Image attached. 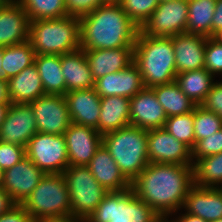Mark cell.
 Masks as SVG:
<instances>
[{"label":"cell","mask_w":222,"mask_h":222,"mask_svg":"<svg viewBox=\"0 0 222 222\" xmlns=\"http://www.w3.org/2000/svg\"><path fill=\"white\" fill-rule=\"evenodd\" d=\"M29 104L36 118L38 132L63 135L72 123L63 95L46 94Z\"/></svg>","instance_id":"11"},{"label":"cell","mask_w":222,"mask_h":222,"mask_svg":"<svg viewBox=\"0 0 222 222\" xmlns=\"http://www.w3.org/2000/svg\"><path fill=\"white\" fill-rule=\"evenodd\" d=\"M164 129L191 150L195 147L193 111L184 115L167 117Z\"/></svg>","instance_id":"34"},{"label":"cell","mask_w":222,"mask_h":222,"mask_svg":"<svg viewBox=\"0 0 222 222\" xmlns=\"http://www.w3.org/2000/svg\"><path fill=\"white\" fill-rule=\"evenodd\" d=\"M25 157V147L0 141V169L6 171Z\"/></svg>","instance_id":"40"},{"label":"cell","mask_w":222,"mask_h":222,"mask_svg":"<svg viewBox=\"0 0 222 222\" xmlns=\"http://www.w3.org/2000/svg\"><path fill=\"white\" fill-rule=\"evenodd\" d=\"M0 222H36L34 218L25 210V208L17 204L10 211L0 215Z\"/></svg>","instance_id":"42"},{"label":"cell","mask_w":222,"mask_h":222,"mask_svg":"<svg viewBox=\"0 0 222 222\" xmlns=\"http://www.w3.org/2000/svg\"><path fill=\"white\" fill-rule=\"evenodd\" d=\"M2 58H3V47H0V80H4V74L2 70Z\"/></svg>","instance_id":"49"},{"label":"cell","mask_w":222,"mask_h":222,"mask_svg":"<svg viewBox=\"0 0 222 222\" xmlns=\"http://www.w3.org/2000/svg\"><path fill=\"white\" fill-rule=\"evenodd\" d=\"M63 135L69 166H87L102 145V135L92 127L71 123Z\"/></svg>","instance_id":"15"},{"label":"cell","mask_w":222,"mask_h":222,"mask_svg":"<svg viewBox=\"0 0 222 222\" xmlns=\"http://www.w3.org/2000/svg\"><path fill=\"white\" fill-rule=\"evenodd\" d=\"M152 89L167 117L190 113L197 106L180 90L175 81Z\"/></svg>","instance_id":"29"},{"label":"cell","mask_w":222,"mask_h":222,"mask_svg":"<svg viewBox=\"0 0 222 222\" xmlns=\"http://www.w3.org/2000/svg\"><path fill=\"white\" fill-rule=\"evenodd\" d=\"M10 104H0V127L6 118Z\"/></svg>","instance_id":"48"},{"label":"cell","mask_w":222,"mask_h":222,"mask_svg":"<svg viewBox=\"0 0 222 222\" xmlns=\"http://www.w3.org/2000/svg\"><path fill=\"white\" fill-rule=\"evenodd\" d=\"M204 68L214 77L222 76V44L212 37L206 41Z\"/></svg>","instance_id":"38"},{"label":"cell","mask_w":222,"mask_h":222,"mask_svg":"<svg viewBox=\"0 0 222 222\" xmlns=\"http://www.w3.org/2000/svg\"><path fill=\"white\" fill-rule=\"evenodd\" d=\"M66 15L76 18L84 17L112 0H64Z\"/></svg>","instance_id":"39"},{"label":"cell","mask_w":222,"mask_h":222,"mask_svg":"<svg viewBox=\"0 0 222 222\" xmlns=\"http://www.w3.org/2000/svg\"><path fill=\"white\" fill-rule=\"evenodd\" d=\"M130 125V99L121 96L101 98L97 131L104 135Z\"/></svg>","instance_id":"26"},{"label":"cell","mask_w":222,"mask_h":222,"mask_svg":"<svg viewBox=\"0 0 222 222\" xmlns=\"http://www.w3.org/2000/svg\"><path fill=\"white\" fill-rule=\"evenodd\" d=\"M140 29L159 4V0H116Z\"/></svg>","instance_id":"36"},{"label":"cell","mask_w":222,"mask_h":222,"mask_svg":"<svg viewBox=\"0 0 222 222\" xmlns=\"http://www.w3.org/2000/svg\"><path fill=\"white\" fill-rule=\"evenodd\" d=\"M34 64L45 94L65 95L66 82L62 74L61 55L36 54Z\"/></svg>","instance_id":"27"},{"label":"cell","mask_w":222,"mask_h":222,"mask_svg":"<svg viewBox=\"0 0 222 222\" xmlns=\"http://www.w3.org/2000/svg\"><path fill=\"white\" fill-rule=\"evenodd\" d=\"M35 56L36 53L29 40L21 44L3 47L4 80L18 75L23 69L34 64Z\"/></svg>","instance_id":"31"},{"label":"cell","mask_w":222,"mask_h":222,"mask_svg":"<svg viewBox=\"0 0 222 222\" xmlns=\"http://www.w3.org/2000/svg\"><path fill=\"white\" fill-rule=\"evenodd\" d=\"M180 211H181V213H179ZM180 211H177V212L169 215L164 220V222H207L206 220H204V219H202L200 217L187 214V213L183 212L182 210H180ZM177 213H178V215H177Z\"/></svg>","instance_id":"43"},{"label":"cell","mask_w":222,"mask_h":222,"mask_svg":"<svg viewBox=\"0 0 222 222\" xmlns=\"http://www.w3.org/2000/svg\"><path fill=\"white\" fill-rule=\"evenodd\" d=\"M86 222H164L130 189L110 191Z\"/></svg>","instance_id":"6"},{"label":"cell","mask_w":222,"mask_h":222,"mask_svg":"<svg viewBox=\"0 0 222 222\" xmlns=\"http://www.w3.org/2000/svg\"><path fill=\"white\" fill-rule=\"evenodd\" d=\"M15 205H17L12 197L0 187V215L10 211Z\"/></svg>","instance_id":"44"},{"label":"cell","mask_w":222,"mask_h":222,"mask_svg":"<svg viewBox=\"0 0 222 222\" xmlns=\"http://www.w3.org/2000/svg\"><path fill=\"white\" fill-rule=\"evenodd\" d=\"M133 62L139 68L145 87L153 88L175 81L177 73L172 37H153L139 30Z\"/></svg>","instance_id":"3"},{"label":"cell","mask_w":222,"mask_h":222,"mask_svg":"<svg viewBox=\"0 0 222 222\" xmlns=\"http://www.w3.org/2000/svg\"><path fill=\"white\" fill-rule=\"evenodd\" d=\"M36 133V118L31 105L11 103L0 127V141L26 147Z\"/></svg>","instance_id":"13"},{"label":"cell","mask_w":222,"mask_h":222,"mask_svg":"<svg viewBox=\"0 0 222 222\" xmlns=\"http://www.w3.org/2000/svg\"><path fill=\"white\" fill-rule=\"evenodd\" d=\"M44 176L45 173L25 156L4 171L2 188L16 204L22 205Z\"/></svg>","instance_id":"14"},{"label":"cell","mask_w":222,"mask_h":222,"mask_svg":"<svg viewBox=\"0 0 222 222\" xmlns=\"http://www.w3.org/2000/svg\"><path fill=\"white\" fill-rule=\"evenodd\" d=\"M28 14L17 0H8L0 9V47L29 40Z\"/></svg>","instance_id":"18"},{"label":"cell","mask_w":222,"mask_h":222,"mask_svg":"<svg viewBox=\"0 0 222 222\" xmlns=\"http://www.w3.org/2000/svg\"><path fill=\"white\" fill-rule=\"evenodd\" d=\"M3 174H4V171L2 169H0V187H2Z\"/></svg>","instance_id":"51"},{"label":"cell","mask_w":222,"mask_h":222,"mask_svg":"<svg viewBox=\"0 0 222 222\" xmlns=\"http://www.w3.org/2000/svg\"><path fill=\"white\" fill-rule=\"evenodd\" d=\"M142 75L133 62L121 71L107 74L95 80L94 88L101 97L121 96L132 98L144 88Z\"/></svg>","instance_id":"17"},{"label":"cell","mask_w":222,"mask_h":222,"mask_svg":"<svg viewBox=\"0 0 222 222\" xmlns=\"http://www.w3.org/2000/svg\"><path fill=\"white\" fill-rule=\"evenodd\" d=\"M102 144L130 182L150 163L148 130L129 125L102 135Z\"/></svg>","instance_id":"4"},{"label":"cell","mask_w":222,"mask_h":222,"mask_svg":"<svg viewBox=\"0 0 222 222\" xmlns=\"http://www.w3.org/2000/svg\"><path fill=\"white\" fill-rule=\"evenodd\" d=\"M181 210L207 222L222 218V188L193 185L185 197Z\"/></svg>","instance_id":"20"},{"label":"cell","mask_w":222,"mask_h":222,"mask_svg":"<svg viewBox=\"0 0 222 222\" xmlns=\"http://www.w3.org/2000/svg\"><path fill=\"white\" fill-rule=\"evenodd\" d=\"M192 168L193 185L222 188V153L200 158Z\"/></svg>","instance_id":"32"},{"label":"cell","mask_w":222,"mask_h":222,"mask_svg":"<svg viewBox=\"0 0 222 222\" xmlns=\"http://www.w3.org/2000/svg\"><path fill=\"white\" fill-rule=\"evenodd\" d=\"M188 19L186 33L212 37V18L216 0H187Z\"/></svg>","instance_id":"30"},{"label":"cell","mask_w":222,"mask_h":222,"mask_svg":"<svg viewBox=\"0 0 222 222\" xmlns=\"http://www.w3.org/2000/svg\"><path fill=\"white\" fill-rule=\"evenodd\" d=\"M29 41L36 54L62 55L80 49V20L65 16L30 21Z\"/></svg>","instance_id":"5"},{"label":"cell","mask_w":222,"mask_h":222,"mask_svg":"<svg viewBox=\"0 0 222 222\" xmlns=\"http://www.w3.org/2000/svg\"><path fill=\"white\" fill-rule=\"evenodd\" d=\"M207 38L191 33L172 36L177 74L204 68Z\"/></svg>","instance_id":"19"},{"label":"cell","mask_w":222,"mask_h":222,"mask_svg":"<svg viewBox=\"0 0 222 222\" xmlns=\"http://www.w3.org/2000/svg\"><path fill=\"white\" fill-rule=\"evenodd\" d=\"M219 153H222V128L196 143L192 149V162Z\"/></svg>","instance_id":"37"},{"label":"cell","mask_w":222,"mask_h":222,"mask_svg":"<svg viewBox=\"0 0 222 222\" xmlns=\"http://www.w3.org/2000/svg\"><path fill=\"white\" fill-rule=\"evenodd\" d=\"M71 122L97 130L101 110V97L95 88L73 90L64 95Z\"/></svg>","instance_id":"22"},{"label":"cell","mask_w":222,"mask_h":222,"mask_svg":"<svg viewBox=\"0 0 222 222\" xmlns=\"http://www.w3.org/2000/svg\"><path fill=\"white\" fill-rule=\"evenodd\" d=\"M38 222H86V220L76 218L74 216H62V217L45 218Z\"/></svg>","instance_id":"47"},{"label":"cell","mask_w":222,"mask_h":222,"mask_svg":"<svg viewBox=\"0 0 222 222\" xmlns=\"http://www.w3.org/2000/svg\"><path fill=\"white\" fill-rule=\"evenodd\" d=\"M61 66L66 82V92L94 87L95 80L83 49L62 54Z\"/></svg>","instance_id":"24"},{"label":"cell","mask_w":222,"mask_h":222,"mask_svg":"<svg viewBox=\"0 0 222 222\" xmlns=\"http://www.w3.org/2000/svg\"><path fill=\"white\" fill-rule=\"evenodd\" d=\"M22 206L36 222L71 216L70 196L63 175L45 174Z\"/></svg>","instance_id":"7"},{"label":"cell","mask_w":222,"mask_h":222,"mask_svg":"<svg viewBox=\"0 0 222 222\" xmlns=\"http://www.w3.org/2000/svg\"><path fill=\"white\" fill-rule=\"evenodd\" d=\"M188 19L187 0L159 2L140 31L153 37H172L186 33Z\"/></svg>","instance_id":"10"},{"label":"cell","mask_w":222,"mask_h":222,"mask_svg":"<svg viewBox=\"0 0 222 222\" xmlns=\"http://www.w3.org/2000/svg\"><path fill=\"white\" fill-rule=\"evenodd\" d=\"M192 186V165L165 163H149L131 182L134 194L164 220L182 209Z\"/></svg>","instance_id":"1"},{"label":"cell","mask_w":222,"mask_h":222,"mask_svg":"<svg viewBox=\"0 0 222 222\" xmlns=\"http://www.w3.org/2000/svg\"><path fill=\"white\" fill-rule=\"evenodd\" d=\"M212 222H222V218H219V219L212 221Z\"/></svg>","instance_id":"53"},{"label":"cell","mask_w":222,"mask_h":222,"mask_svg":"<svg viewBox=\"0 0 222 222\" xmlns=\"http://www.w3.org/2000/svg\"><path fill=\"white\" fill-rule=\"evenodd\" d=\"M222 29V0H216L215 11L212 18V37Z\"/></svg>","instance_id":"45"},{"label":"cell","mask_w":222,"mask_h":222,"mask_svg":"<svg viewBox=\"0 0 222 222\" xmlns=\"http://www.w3.org/2000/svg\"><path fill=\"white\" fill-rule=\"evenodd\" d=\"M147 155L150 163L193 165L192 150L164 128L148 130Z\"/></svg>","instance_id":"12"},{"label":"cell","mask_w":222,"mask_h":222,"mask_svg":"<svg viewBox=\"0 0 222 222\" xmlns=\"http://www.w3.org/2000/svg\"><path fill=\"white\" fill-rule=\"evenodd\" d=\"M175 82L180 90L199 106L209 93L212 84L215 82V77L205 68H202L177 74Z\"/></svg>","instance_id":"28"},{"label":"cell","mask_w":222,"mask_h":222,"mask_svg":"<svg viewBox=\"0 0 222 222\" xmlns=\"http://www.w3.org/2000/svg\"><path fill=\"white\" fill-rule=\"evenodd\" d=\"M0 104H11L7 80H0Z\"/></svg>","instance_id":"46"},{"label":"cell","mask_w":222,"mask_h":222,"mask_svg":"<svg viewBox=\"0 0 222 222\" xmlns=\"http://www.w3.org/2000/svg\"><path fill=\"white\" fill-rule=\"evenodd\" d=\"M8 0H0V9L3 7V5L7 2Z\"/></svg>","instance_id":"52"},{"label":"cell","mask_w":222,"mask_h":222,"mask_svg":"<svg viewBox=\"0 0 222 222\" xmlns=\"http://www.w3.org/2000/svg\"><path fill=\"white\" fill-rule=\"evenodd\" d=\"M79 20L81 49L134 46L140 30L116 0L99 6Z\"/></svg>","instance_id":"2"},{"label":"cell","mask_w":222,"mask_h":222,"mask_svg":"<svg viewBox=\"0 0 222 222\" xmlns=\"http://www.w3.org/2000/svg\"><path fill=\"white\" fill-rule=\"evenodd\" d=\"M193 116L195 145L199 140L209 137L222 128V118L201 105L194 108Z\"/></svg>","instance_id":"35"},{"label":"cell","mask_w":222,"mask_h":222,"mask_svg":"<svg viewBox=\"0 0 222 222\" xmlns=\"http://www.w3.org/2000/svg\"><path fill=\"white\" fill-rule=\"evenodd\" d=\"M25 156L45 174H62L69 167L64 135L36 133L25 147Z\"/></svg>","instance_id":"9"},{"label":"cell","mask_w":222,"mask_h":222,"mask_svg":"<svg viewBox=\"0 0 222 222\" xmlns=\"http://www.w3.org/2000/svg\"><path fill=\"white\" fill-rule=\"evenodd\" d=\"M167 120L152 88L144 87L130 98V125L144 130L164 128Z\"/></svg>","instance_id":"16"},{"label":"cell","mask_w":222,"mask_h":222,"mask_svg":"<svg viewBox=\"0 0 222 222\" xmlns=\"http://www.w3.org/2000/svg\"><path fill=\"white\" fill-rule=\"evenodd\" d=\"M87 167L108 192L123 191L131 188V182L123 175L109 151L102 144Z\"/></svg>","instance_id":"23"},{"label":"cell","mask_w":222,"mask_h":222,"mask_svg":"<svg viewBox=\"0 0 222 222\" xmlns=\"http://www.w3.org/2000/svg\"><path fill=\"white\" fill-rule=\"evenodd\" d=\"M165 1H171V0H159V2H165Z\"/></svg>","instance_id":"54"},{"label":"cell","mask_w":222,"mask_h":222,"mask_svg":"<svg viewBox=\"0 0 222 222\" xmlns=\"http://www.w3.org/2000/svg\"><path fill=\"white\" fill-rule=\"evenodd\" d=\"M94 80L121 71L134 60V46L112 49H83Z\"/></svg>","instance_id":"21"},{"label":"cell","mask_w":222,"mask_h":222,"mask_svg":"<svg viewBox=\"0 0 222 222\" xmlns=\"http://www.w3.org/2000/svg\"><path fill=\"white\" fill-rule=\"evenodd\" d=\"M201 106L222 118V80L216 79Z\"/></svg>","instance_id":"41"},{"label":"cell","mask_w":222,"mask_h":222,"mask_svg":"<svg viewBox=\"0 0 222 222\" xmlns=\"http://www.w3.org/2000/svg\"><path fill=\"white\" fill-rule=\"evenodd\" d=\"M62 175L69 191L71 216L87 220L108 191L97 182L87 166H69Z\"/></svg>","instance_id":"8"},{"label":"cell","mask_w":222,"mask_h":222,"mask_svg":"<svg viewBox=\"0 0 222 222\" xmlns=\"http://www.w3.org/2000/svg\"><path fill=\"white\" fill-rule=\"evenodd\" d=\"M7 82L11 103L29 104L46 95L35 64L26 67Z\"/></svg>","instance_id":"25"},{"label":"cell","mask_w":222,"mask_h":222,"mask_svg":"<svg viewBox=\"0 0 222 222\" xmlns=\"http://www.w3.org/2000/svg\"><path fill=\"white\" fill-rule=\"evenodd\" d=\"M213 39H215L217 42L222 44V29H220L219 31H217L213 37Z\"/></svg>","instance_id":"50"},{"label":"cell","mask_w":222,"mask_h":222,"mask_svg":"<svg viewBox=\"0 0 222 222\" xmlns=\"http://www.w3.org/2000/svg\"><path fill=\"white\" fill-rule=\"evenodd\" d=\"M26 13L29 21L39 19L61 18L66 15L64 0H17Z\"/></svg>","instance_id":"33"}]
</instances>
